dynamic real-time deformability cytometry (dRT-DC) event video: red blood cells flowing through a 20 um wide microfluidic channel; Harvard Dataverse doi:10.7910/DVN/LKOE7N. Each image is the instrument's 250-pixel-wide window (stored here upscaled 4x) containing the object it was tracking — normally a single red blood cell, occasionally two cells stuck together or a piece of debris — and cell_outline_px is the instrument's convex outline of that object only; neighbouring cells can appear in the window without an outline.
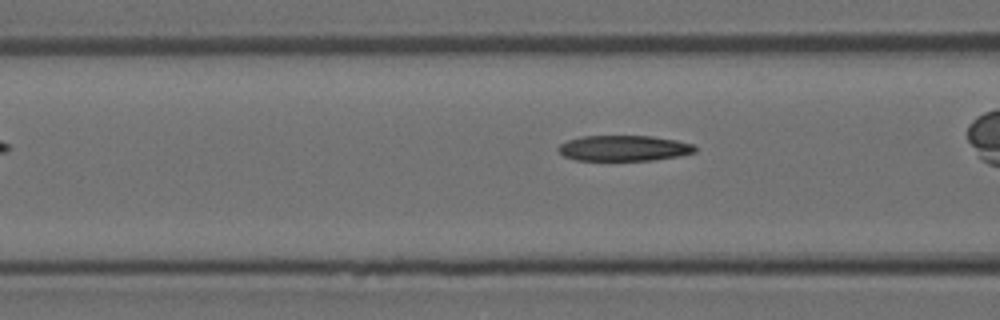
{"species": "Egyptian fruit bat (a non-hibernating species)", "species_latin": "Rousettus aegyptiacus", "temperature_condition": "room temperature", "stored_images_in_passage": 3, "camera_frame_rate_fps": 3000, "um_per_image_px": 0.085, "animal": {"sex": "female"}, "frame": {"image": 1, "passage_image": 3, "time_ms": 2.333, "image_size_px": [1000, 320], "cell_outline_px": [[696, 152], [676, 156], [652, 160], [576, 160], [564, 156], [556, 148], [560, 144], [568, 140], [580, 136], [652, 136], [676, 140], [692, 144], [696, 148]], "centroid_in_image_um": [53.0, 12.59], "position_along_channel_um": 113.6, "area_um2": 20.29}}